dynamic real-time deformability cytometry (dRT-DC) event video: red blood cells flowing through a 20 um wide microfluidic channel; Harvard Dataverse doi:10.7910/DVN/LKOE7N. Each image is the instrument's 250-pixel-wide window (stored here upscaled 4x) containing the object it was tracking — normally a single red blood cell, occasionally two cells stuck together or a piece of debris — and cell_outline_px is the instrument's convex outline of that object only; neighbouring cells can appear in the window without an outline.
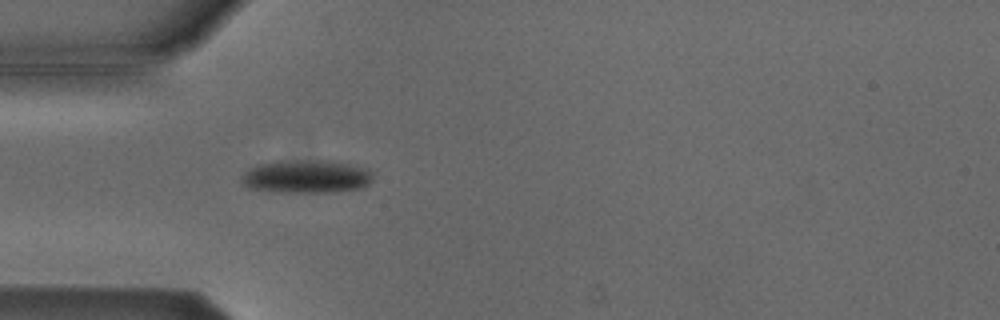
{"species": "Egyptian fruit bat (a non-hibernating species)", "species_latin": "Rousettus aegyptiacus", "temperature_condition": "cold", "stored_images_in_passage": 38, "camera_frame_rate_fps": 3000, "um_per_image_px": 0.085, "animal": {"sex": "male"}, "frame": {"image": 1, "passage_image": 1, "time_ms": 0.0, "image_size_px": [1000, 320], "cell_outline_px": [[372, 180], [368, 184], [360, 188], [332, 192], [280, 192], [248, 188], [240, 180], [240, 176], [248, 168], [260, 164], [280, 160], [324, 160], [348, 164], [368, 168], [372, 172]], "centroid_in_image_um": [26.01, 15.0], "position_along_channel_um": 59.0, "area_um2": 25.55}}
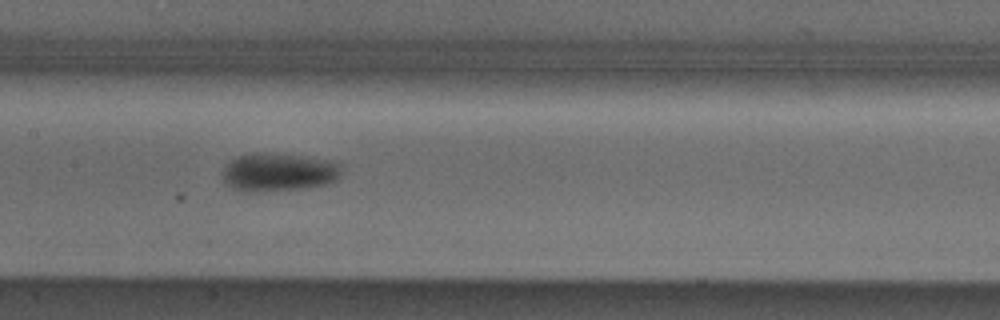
{"frame": {"image": 2, "passage_image": 11, "time_ms": 3.333, "image_size_px": [1000, 320], "cell_outline_px": [[344, 164], [340, 176], [336, 180], [324, 184], [304, 188], [252, 192], [232, 188], [224, 180], [224, 164], [236, 156], [256, 152], [336, 160]], "centroid_in_image_um": [23.72, 14.62], "position_along_channel_um": 183.7, "area_um2": 26.53}}
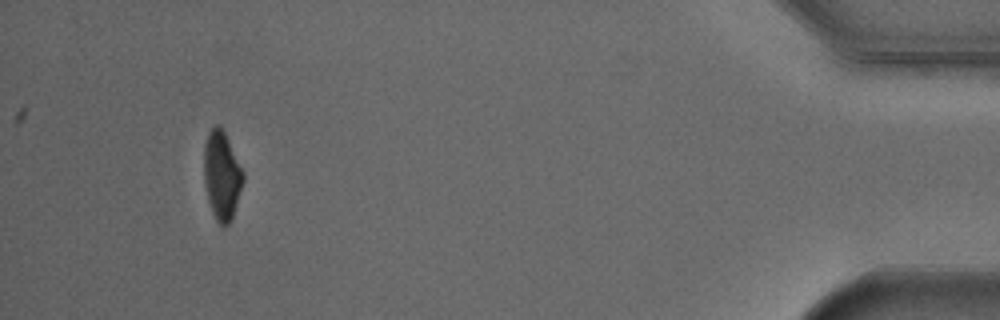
{"frame": {"image": 3, "passage_image": 35, "time_ms": 11.333, "image_size_px": [1000, 320], "cell_outline_px": [[244, 180], [232, 216], [228, 224], [224, 228], [216, 220], [212, 212], [208, 200], [204, 180], [204, 148], [208, 132], [216, 124], [224, 132], [244, 172]], "centroid_in_image_um": [18.85, 14.93], "position_along_channel_um": 416.4, "area_um2": 19.88}, "authors_computed_cell_mechanics": {"area_um2": 24.3627, "velocity_mm_per_s": 3.8344, "shape_relaxation_time_tau1_ms": 3.5436, "shape_relaxation_time_tau2_ms": null, "deformation_change_tau1": 0.1011, "deformation_change_tau2": null}}